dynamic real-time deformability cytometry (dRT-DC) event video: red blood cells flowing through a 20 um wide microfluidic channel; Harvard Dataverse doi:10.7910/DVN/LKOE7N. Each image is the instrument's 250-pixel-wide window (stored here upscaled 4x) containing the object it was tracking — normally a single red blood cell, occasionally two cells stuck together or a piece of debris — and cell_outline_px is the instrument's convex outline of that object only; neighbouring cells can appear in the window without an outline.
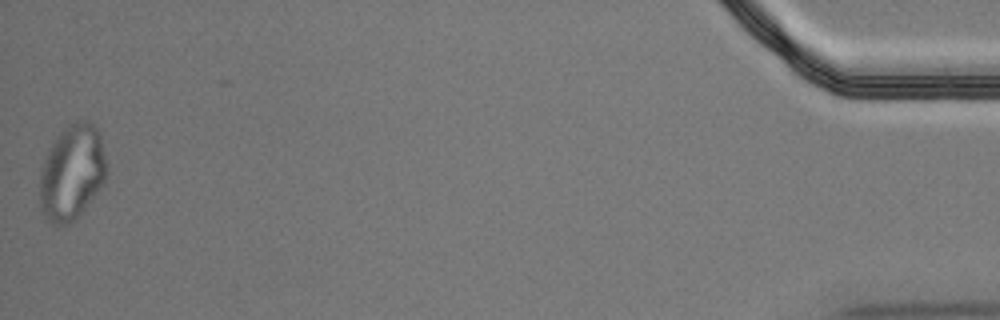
{"species": "Egyptian fruit bat (a non-hibernating species)", "species_latin": "Rousettus aegyptiacus", "temperature_condition": "cold", "stored_images_in_passage": 57, "segment_of_instrument_passage": [2, 2], "camera_frame_rate_fps": 3000, "um_per_image_px": 0.085, "animal": {"sex": "male"}, "frame": {"image": 1, "passage_image": 56, "time_ms": 18.333, "image_size_px": [1000, 320], "cell_outline_px": [[108, 168], [104, 184], [84, 208], [72, 220], [64, 224], [52, 224], [44, 216], [40, 208], [40, 172], [48, 148], [56, 136], [68, 124], [76, 120], [88, 120], [96, 128], [100, 136]], "centroid_in_image_um": [6.11, 14.62], "position_along_channel_um": 429.1, "area_um2": 37.11}}